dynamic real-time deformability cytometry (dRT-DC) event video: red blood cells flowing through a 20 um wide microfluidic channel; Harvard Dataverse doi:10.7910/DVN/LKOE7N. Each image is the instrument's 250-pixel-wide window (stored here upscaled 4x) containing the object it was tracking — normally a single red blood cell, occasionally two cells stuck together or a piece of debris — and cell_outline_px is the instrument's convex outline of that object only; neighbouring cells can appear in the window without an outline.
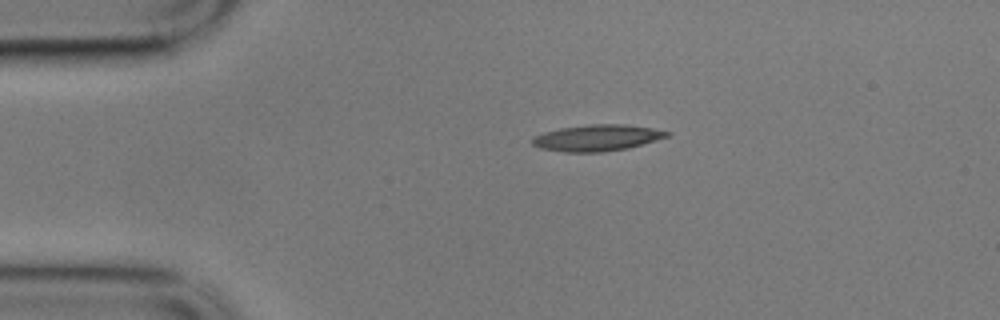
{"species": "common noctule bat (a hibernating species)", "species_latin": "Nyctalus noctula", "temperature_condition": "cold", "stored_images_in_passage": 4, "camera_frame_rate_fps": 3000, "um_per_image_px": 0.085, "animal": {"sex": "male", "body_mass_g": 17.9}, "frame": {"image": 1, "passage_image": 1, "time_ms": 0.0, "image_size_px": [1000, 320], "cell_outline_px": [[672, 132], [668, 136], [656, 140], [628, 148], [604, 152], [564, 152], [540, 148], [532, 144], [532, 136], [544, 132], [560, 128], [588, 124], [624, 124], [652, 128]], "centroid_in_image_um": [50.73, 11.71], "position_along_channel_um": 34.3, "area_um2": 20.69}}
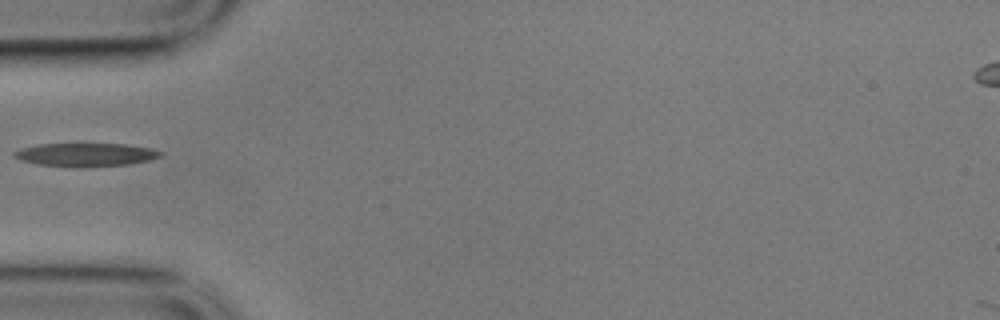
{"frame": {"image": 2, "passage_image": 3, "time_ms": 0.667, "image_size_px": [1000, 320], "cell_outline_px": [[164, 156], [152, 160], [128, 164], [84, 168], [72, 168], [36, 164], [20, 160], [12, 156], [12, 152], [24, 148], [40, 144], [124, 144], [148, 148], [164, 152]], "centroid_in_image_um": [7.3, 13.17], "position_along_channel_um": 77.7, "area_um2": 20.23}}